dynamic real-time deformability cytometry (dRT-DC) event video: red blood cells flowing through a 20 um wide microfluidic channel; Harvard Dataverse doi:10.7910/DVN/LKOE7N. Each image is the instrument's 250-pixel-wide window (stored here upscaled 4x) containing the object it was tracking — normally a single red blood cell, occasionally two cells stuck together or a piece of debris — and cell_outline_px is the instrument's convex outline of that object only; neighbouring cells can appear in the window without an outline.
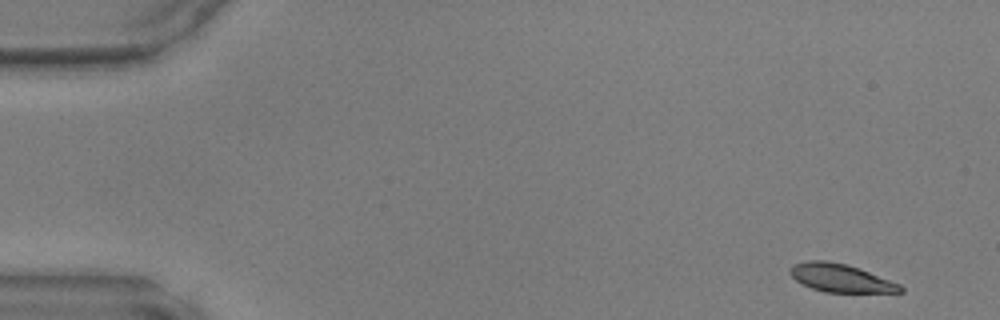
{"species": "common noctule bat (a hibernating species)", "species_latin": "Nyctalus noctula", "temperature_condition": "warm", "stored_images_in_passage": 46, "camera_frame_rate_fps": 3000, "um_per_image_px": 0.085, "animal": {"sex": "male", "body_mass_g": 17.9, "forearm_length_mm": 54.2}, "frame": {"image": 1, "passage_image": 1, "time_ms": 0.0, "image_size_px": [1000, 320], "cell_outline_px": [[904, 292], [824, 292], [812, 288], [796, 280], [788, 272], [788, 268], [792, 264], [808, 260], [824, 260], [848, 264], [900, 284], [904, 288]], "centroid_in_image_um": [71.42, 23.62], "position_along_channel_um": 13.6, "area_um2": 18.03}}
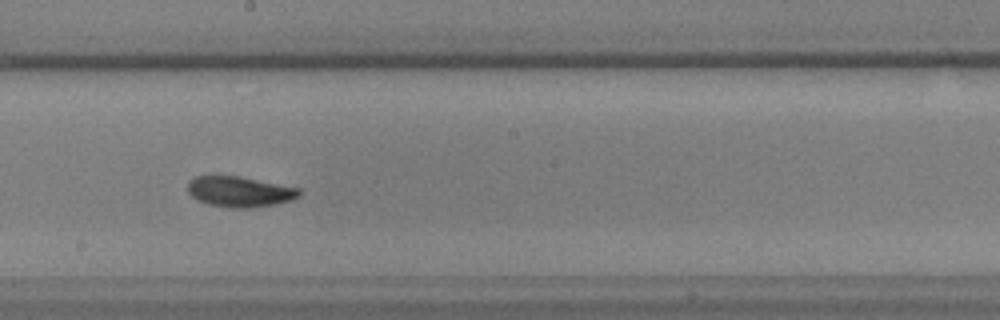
{"frame": {"image": 2, "passage_image": 25, "time_ms": 8.0, "image_size_px": [1000, 320], "cell_outline_px": [[300, 196], [292, 200], [276, 204], [252, 208], [232, 208], [208, 204], [192, 196], [188, 192], [188, 180], [192, 176], [212, 172], [240, 176], [300, 188]], "centroid_in_image_um": [20.31, 16.24], "position_along_channel_um": 227.9, "area_um2": 20.63}}
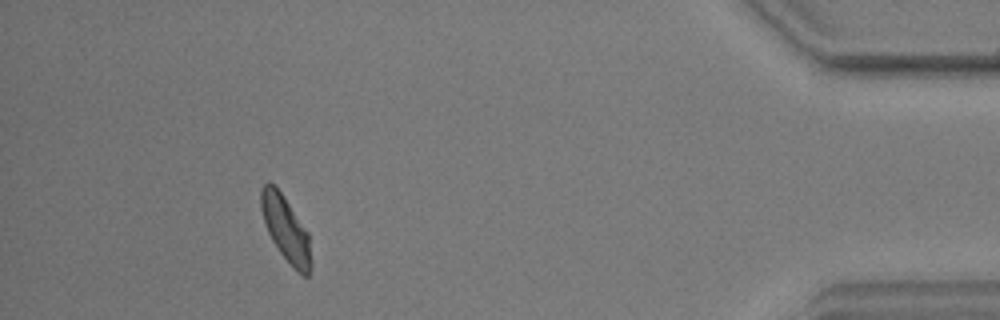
{"frame": {"image": 3, "passage_image": 42, "time_ms": 13.667, "image_size_px": [1000, 320], "cell_outline_px": [[312, 268], [308, 276], [304, 276], [280, 252], [272, 240], [268, 232], [260, 208], [260, 188], [268, 180], [280, 192], [308, 232], [312, 260]], "centroid_in_image_um": [24.29, 19.44], "position_along_channel_um": 410.9, "area_um2": 18.61}}